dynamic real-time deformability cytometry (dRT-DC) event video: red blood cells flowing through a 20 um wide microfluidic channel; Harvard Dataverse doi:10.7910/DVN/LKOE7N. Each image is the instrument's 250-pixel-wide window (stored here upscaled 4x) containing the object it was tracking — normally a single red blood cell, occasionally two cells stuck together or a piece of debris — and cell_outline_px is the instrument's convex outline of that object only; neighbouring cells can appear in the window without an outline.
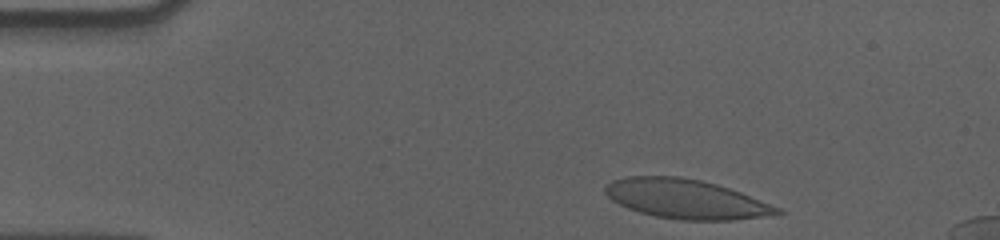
{"species": "human", "species_latin": "Homo sapiens", "temperature_condition": "cold", "stored_images_in_passage": 40, "camera_frame_rate_fps": 3000, "um_per_image_px": 0.085, "donor": {"sex": "male"}, "frame": {"image": 1, "passage_image": 2, "time_ms": 0.333, "image_size_px": [1000, 240], "cell_outline_px": [[784, 212], [760, 216], [732, 220], [680, 220], [656, 216], [640, 212], [628, 208], [612, 200], [604, 192], [604, 188], [612, 180], [628, 176], [680, 176], [700, 180], [716, 184], [740, 192], [780, 208]], "centroid_in_image_um": [58.25, 16.9], "position_along_channel_um": 26.7, "area_um2": 38.96}}
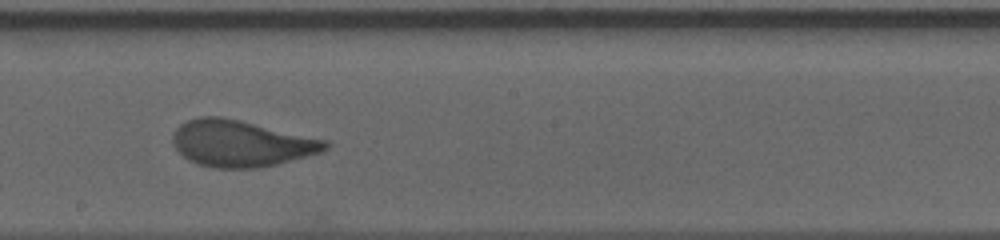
{"frame": {"image": 2, "passage_image": 25, "time_ms": 8.0, "image_size_px": [1000, 240], "cell_outline_px": [[328, 148], [320, 152], [276, 164], [260, 168], [216, 168], [200, 164], [188, 160], [176, 148], [172, 140], [172, 136], [176, 128], [180, 124], [188, 120], [200, 116], [220, 116], [240, 120], [328, 140]], "centroid_in_image_um": [20.47, 12.18], "position_along_channel_um": 227.7, "area_um2": 41.04}}
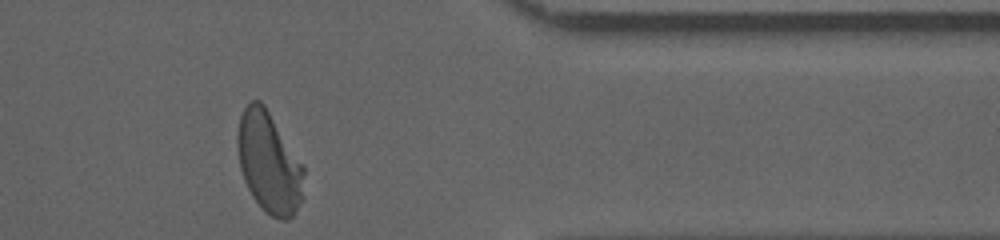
{"frame": {"image": 3, "passage_image": 40, "time_ms": 13.0, "image_size_px": [1000, 240], "cell_outline_px": [[304, 200], [292, 216], [288, 220], [280, 220], [272, 216], [252, 196], [244, 180], [240, 168], [236, 148], [236, 132], [240, 116], [244, 108], [252, 100], [260, 100], [264, 104], [304, 168]], "centroid_in_image_um": [22.85, 13.83], "position_along_channel_um": 388.5, "area_um2": 39.02}, "authors_computed_cell_mechanics": {"area_um2": 40.5178, "velocity_mm_per_s": 3.5535, "shape_relaxation_time_tau1_ms": 5.7419, "shape_relaxation_time_tau2_ms": null, "deformation_change_tau1": 0.1968, "deformation_change_tau2": null}}